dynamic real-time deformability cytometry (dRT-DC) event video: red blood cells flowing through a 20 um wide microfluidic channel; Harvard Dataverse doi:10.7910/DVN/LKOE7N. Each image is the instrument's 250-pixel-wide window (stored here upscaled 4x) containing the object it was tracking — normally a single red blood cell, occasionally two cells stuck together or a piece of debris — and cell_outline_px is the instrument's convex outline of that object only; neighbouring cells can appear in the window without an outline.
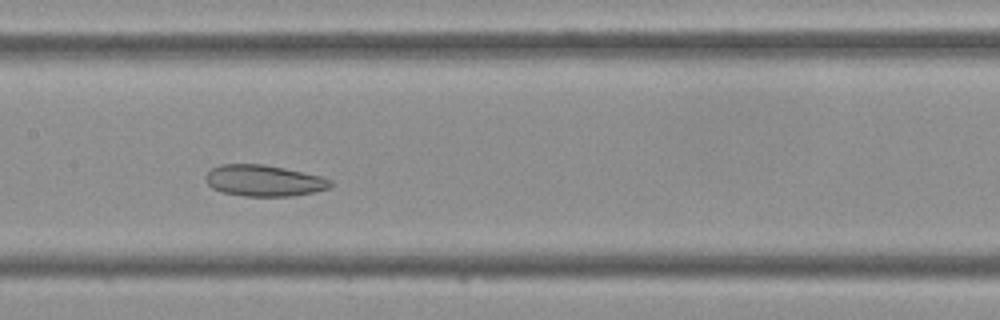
{"species": "Egyptian fruit bat (a non-hibernating species)", "species_latin": "Rousettus aegyptiacus", "temperature_condition": "cold", "stored_images_in_passage": 43, "segment_of_instrument_passage": [1, 2], "camera_frame_rate_fps": 3000, "um_per_image_px": 0.085, "frame": {"image": 1, "passage_image": 19, "time_ms": 6.0, "image_size_px": [1000, 320], "cell_outline_px": [[332, 184], [328, 188], [312, 192], [292, 196], [244, 196], [224, 192], [212, 188], [204, 180], [204, 176], [212, 168], [220, 164], [264, 164], [284, 168], [320, 176], [332, 180]], "centroid_in_image_um": [22.4, 15.35], "position_along_channel_um": 185.0, "area_um2": 22.66}}
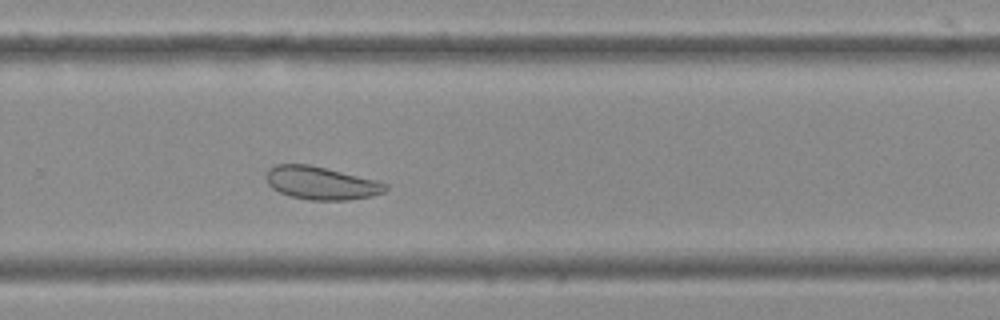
{"frame": {"image": 2, "passage_image": 27, "time_ms": 8.667, "image_size_px": [1000, 320], "cell_outline_px": [[388, 188], [384, 192], [372, 196], [348, 200], [312, 200], [292, 196], [280, 192], [272, 188], [268, 184], [264, 176], [268, 168], [276, 164], [308, 164], [376, 180], [388, 184]], "centroid_in_image_um": [27.27, 15.55], "position_along_channel_um": 302.5, "area_um2": 22.89}}
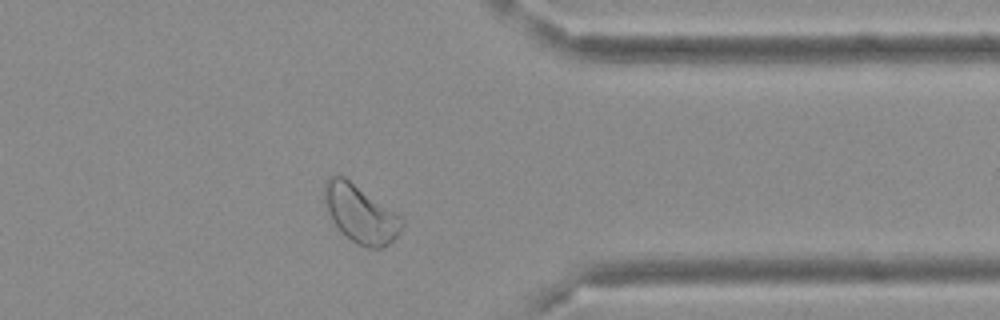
{"frame": {"image": 3, "passage_image": 33, "time_ms": 10.667, "image_size_px": [1000, 320], "cell_outline_px": [[404, 224], [400, 232], [384, 248], [368, 248], [356, 244], [332, 220], [328, 212], [324, 200], [324, 184], [328, 176], [344, 176], [400, 216], [404, 220]], "centroid_in_image_um": [30.64, 18.17], "position_along_channel_um": 380.8, "area_um2": 25.61}}